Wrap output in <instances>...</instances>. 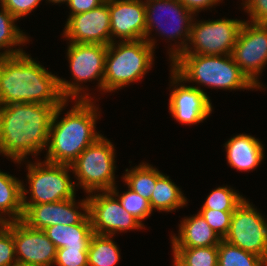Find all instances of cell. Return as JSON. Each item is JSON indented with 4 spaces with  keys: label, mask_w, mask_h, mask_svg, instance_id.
<instances>
[{
    "label": "cell",
    "mask_w": 267,
    "mask_h": 266,
    "mask_svg": "<svg viewBox=\"0 0 267 266\" xmlns=\"http://www.w3.org/2000/svg\"><path fill=\"white\" fill-rule=\"evenodd\" d=\"M8 228L13 234L17 263L54 265L57 248L43 230L30 228L21 220L10 222Z\"/></svg>",
    "instance_id": "cell-17"
},
{
    "label": "cell",
    "mask_w": 267,
    "mask_h": 266,
    "mask_svg": "<svg viewBox=\"0 0 267 266\" xmlns=\"http://www.w3.org/2000/svg\"><path fill=\"white\" fill-rule=\"evenodd\" d=\"M117 185L111 190L120 200L122 208L136 219H138L143 225V220L149 218L152 215V209L150 207L149 200L143 198L137 193L133 192L127 187V191L119 193Z\"/></svg>",
    "instance_id": "cell-30"
},
{
    "label": "cell",
    "mask_w": 267,
    "mask_h": 266,
    "mask_svg": "<svg viewBox=\"0 0 267 266\" xmlns=\"http://www.w3.org/2000/svg\"><path fill=\"white\" fill-rule=\"evenodd\" d=\"M154 51L145 39L110 43L105 58L103 94L141 81L153 67Z\"/></svg>",
    "instance_id": "cell-5"
},
{
    "label": "cell",
    "mask_w": 267,
    "mask_h": 266,
    "mask_svg": "<svg viewBox=\"0 0 267 266\" xmlns=\"http://www.w3.org/2000/svg\"><path fill=\"white\" fill-rule=\"evenodd\" d=\"M67 60L72 82L59 77V87L66 100H93L83 82H97V88L103 93L105 58L107 46L91 43H68ZM85 89V90H84Z\"/></svg>",
    "instance_id": "cell-7"
},
{
    "label": "cell",
    "mask_w": 267,
    "mask_h": 266,
    "mask_svg": "<svg viewBox=\"0 0 267 266\" xmlns=\"http://www.w3.org/2000/svg\"><path fill=\"white\" fill-rule=\"evenodd\" d=\"M170 66L185 83L230 91L260 89L239 68L232 55L180 54Z\"/></svg>",
    "instance_id": "cell-4"
},
{
    "label": "cell",
    "mask_w": 267,
    "mask_h": 266,
    "mask_svg": "<svg viewBox=\"0 0 267 266\" xmlns=\"http://www.w3.org/2000/svg\"><path fill=\"white\" fill-rule=\"evenodd\" d=\"M200 215L205 219L213 231L221 238L228 234L231 218L234 211H216L212 209H199Z\"/></svg>",
    "instance_id": "cell-31"
},
{
    "label": "cell",
    "mask_w": 267,
    "mask_h": 266,
    "mask_svg": "<svg viewBox=\"0 0 267 266\" xmlns=\"http://www.w3.org/2000/svg\"><path fill=\"white\" fill-rule=\"evenodd\" d=\"M62 36L72 43L108 46L111 43L108 0L90 11L69 15Z\"/></svg>",
    "instance_id": "cell-16"
},
{
    "label": "cell",
    "mask_w": 267,
    "mask_h": 266,
    "mask_svg": "<svg viewBox=\"0 0 267 266\" xmlns=\"http://www.w3.org/2000/svg\"><path fill=\"white\" fill-rule=\"evenodd\" d=\"M49 3H53V4H66L69 2V0H46Z\"/></svg>",
    "instance_id": "cell-39"
},
{
    "label": "cell",
    "mask_w": 267,
    "mask_h": 266,
    "mask_svg": "<svg viewBox=\"0 0 267 266\" xmlns=\"http://www.w3.org/2000/svg\"><path fill=\"white\" fill-rule=\"evenodd\" d=\"M114 236L93 234L88 247V266H115L120 261V248Z\"/></svg>",
    "instance_id": "cell-26"
},
{
    "label": "cell",
    "mask_w": 267,
    "mask_h": 266,
    "mask_svg": "<svg viewBox=\"0 0 267 266\" xmlns=\"http://www.w3.org/2000/svg\"><path fill=\"white\" fill-rule=\"evenodd\" d=\"M242 8L250 17L247 21L267 24V0H242Z\"/></svg>",
    "instance_id": "cell-35"
},
{
    "label": "cell",
    "mask_w": 267,
    "mask_h": 266,
    "mask_svg": "<svg viewBox=\"0 0 267 266\" xmlns=\"http://www.w3.org/2000/svg\"><path fill=\"white\" fill-rule=\"evenodd\" d=\"M180 3L195 16L202 10L206 11L220 4L223 0H179Z\"/></svg>",
    "instance_id": "cell-37"
},
{
    "label": "cell",
    "mask_w": 267,
    "mask_h": 266,
    "mask_svg": "<svg viewBox=\"0 0 267 266\" xmlns=\"http://www.w3.org/2000/svg\"><path fill=\"white\" fill-rule=\"evenodd\" d=\"M59 105L11 103L0 106V154L23 164L46 150L50 124Z\"/></svg>",
    "instance_id": "cell-1"
},
{
    "label": "cell",
    "mask_w": 267,
    "mask_h": 266,
    "mask_svg": "<svg viewBox=\"0 0 267 266\" xmlns=\"http://www.w3.org/2000/svg\"><path fill=\"white\" fill-rule=\"evenodd\" d=\"M146 36L145 40L156 49V39L150 37L155 30L156 34L167 42L175 41L169 54L170 63L186 49L195 15L186 9L179 0H145ZM166 19H165V18ZM153 30V31H152ZM158 31V33H157ZM177 41V42H176Z\"/></svg>",
    "instance_id": "cell-6"
},
{
    "label": "cell",
    "mask_w": 267,
    "mask_h": 266,
    "mask_svg": "<svg viewBox=\"0 0 267 266\" xmlns=\"http://www.w3.org/2000/svg\"><path fill=\"white\" fill-rule=\"evenodd\" d=\"M87 199L94 234L115 237L118 232L145 228V225L122 208L120 200L112 191L92 192L87 195Z\"/></svg>",
    "instance_id": "cell-12"
},
{
    "label": "cell",
    "mask_w": 267,
    "mask_h": 266,
    "mask_svg": "<svg viewBox=\"0 0 267 266\" xmlns=\"http://www.w3.org/2000/svg\"><path fill=\"white\" fill-rule=\"evenodd\" d=\"M172 265H173V266H180L174 259H173V261H172Z\"/></svg>",
    "instance_id": "cell-41"
},
{
    "label": "cell",
    "mask_w": 267,
    "mask_h": 266,
    "mask_svg": "<svg viewBox=\"0 0 267 266\" xmlns=\"http://www.w3.org/2000/svg\"><path fill=\"white\" fill-rule=\"evenodd\" d=\"M43 231L57 249L88 248L94 234L89 215L80 224L54 225Z\"/></svg>",
    "instance_id": "cell-21"
},
{
    "label": "cell",
    "mask_w": 267,
    "mask_h": 266,
    "mask_svg": "<svg viewBox=\"0 0 267 266\" xmlns=\"http://www.w3.org/2000/svg\"><path fill=\"white\" fill-rule=\"evenodd\" d=\"M111 43L146 36L145 0H108Z\"/></svg>",
    "instance_id": "cell-18"
},
{
    "label": "cell",
    "mask_w": 267,
    "mask_h": 266,
    "mask_svg": "<svg viewBox=\"0 0 267 266\" xmlns=\"http://www.w3.org/2000/svg\"><path fill=\"white\" fill-rule=\"evenodd\" d=\"M227 243L253 253L267 262V218L248 199L233 212Z\"/></svg>",
    "instance_id": "cell-11"
},
{
    "label": "cell",
    "mask_w": 267,
    "mask_h": 266,
    "mask_svg": "<svg viewBox=\"0 0 267 266\" xmlns=\"http://www.w3.org/2000/svg\"><path fill=\"white\" fill-rule=\"evenodd\" d=\"M36 160L25 163L28 171L26 184L29 185L25 186L22 182L23 205L46 204L76 197L75 181L69 173L72 172L70 165ZM29 193L30 197L27 196Z\"/></svg>",
    "instance_id": "cell-8"
},
{
    "label": "cell",
    "mask_w": 267,
    "mask_h": 266,
    "mask_svg": "<svg viewBox=\"0 0 267 266\" xmlns=\"http://www.w3.org/2000/svg\"><path fill=\"white\" fill-rule=\"evenodd\" d=\"M15 266H36V265H29V264H19V263H17Z\"/></svg>",
    "instance_id": "cell-40"
},
{
    "label": "cell",
    "mask_w": 267,
    "mask_h": 266,
    "mask_svg": "<svg viewBox=\"0 0 267 266\" xmlns=\"http://www.w3.org/2000/svg\"><path fill=\"white\" fill-rule=\"evenodd\" d=\"M224 147L227 163L237 171H253L264 161V145L252 135H234L225 142Z\"/></svg>",
    "instance_id": "cell-19"
},
{
    "label": "cell",
    "mask_w": 267,
    "mask_h": 266,
    "mask_svg": "<svg viewBox=\"0 0 267 266\" xmlns=\"http://www.w3.org/2000/svg\"><path fill=\"white\" fill-rule=\"evenodd\" d=\"M65 101L59 76L49 72L26 51L0 56V106L21 102L61 105Z\"/></svg>",
    "instance_id": "cell-2"
},
{
    "label": "cell",
    "mask_w": 267,
    "mask_h": 266,
    "mask_svg": "<svg viewBox=\"0 0 267 266\" xmlns=\"http://www.w3.org/2000/svg\"><path fill=\"white\" fill-rule=\"evenodd\" d=\"M245 197L235 190L234 187L219 186L213 189L206 197L201 209H212L216 211H235L244 201Z\"/></svg>",
    "instance_id": "cell-29"
},
{
    "label": "cell",
    "mask_w": 267,
    "mask_h": 266,
    "mask_svg": "<svg viewBox=\"0 0 267 266\" xmlns=\"http://www.w3.org/2000/svg\"><path fill=\"white\" fill-rule=\"evenodd\" d=\"M54 266H88V248H59Z\"/></svg>",
    "instance_id": "cell-32"
},
{
    "label": "cell",
    "mask_w": 267,
    "mask_h": 266,
    "mask_svg": "<svg viewBox=\"0 0 267 266\" xmlns=\"http://www.w3.org/2000/svg\"><path fill=\"white\" fill-rule=\"evenodd\" d=\"M218 266H267V262L222 239L218 245Z\"/></svg>",
    "instance_id": "cell-28"
},
{
    "label": "cell",
    "mask_w": 267,
    "mask_h": 266,
    "mask_svg": "<svg viewBox=\"0 0 267 266\" xmlns=\"http://www.w3.org/2000/svg\"><path fill=\"white\" fill-rule=\"evenodd\" d=\"M10 220L6 218L3 214L0 213V234H2L5 230L8 229L10 224Z\"/></svg>",
    "instance_id": "cell-38"
},
{
    "label": "cell",
    "mask_w": 267,
    "mask_h": 266,
    "mask_svg": "<svg viewBox=\"0 0 267 266\" xmlns=\"http://www.w3.org/2000/svg\"><path fill=\"white\" fill-rule=\"evenodd\" d=\"M169 176L157 169V181L149 203L152 211L171 212L187 207V197Z\"/></svg>",
    "instance_id": "cell-22"
},
{
    "label": "cell",
    "mask_w": 267,
    "mask_h": 266,
    "mask_svg": "<svg viewBox=\"0 0 267 266\" xmlns=\"http://www.w3.org/2000/svg\"><path fill=\"white\" fill-rule=\"evenodd\" d=\"M70 100L55 108L52 116L45 160L70 165L80 153L93 144L102 133L96 130L100 119L95 100H74L63 118H59ZM98 106V107H97Z\"/></svg>",
    "instance_id": "cell-3"
},
{
    "label": "cell",
    "mask_w": 267,
    "mask_h": 266,
    "mask_svg": "<svg viewBox=\"0 0 267 266\" xmlns=\"http://www.w3.org/2000/svg\"><path fill=\"white\" fill-rule=\"evenodd\" d=\"M116 149L108 138L100 136L70 164L75 186L89 194L111 191L116 186Z\"/></svg>",
    "instance_id": "cell-9"
},
{
    "label": "cell",
    "mask_w": 267,
    "mask_h": 266,
    "mask_svg": "<svg viewBox=\"0 0 267 266\" xmlns=\"http://www.w3.org/2000/svg\"><path fill=\"white\" fill-rule=\"evenodd\" d=\"M17 19L0 3V56L17 55L25 50L20 48L29 42V37L17 24ZM18 46V48H17Z\"/></svg>",
    "instance_id": "cell-24"
},
{
    "label": "cell",
    "mask_w": 267,
    "mask_h": 266,
    "mask_svg": "<svg viewBox=\"0 0 267 266\" xmlns=\"http://www.w3.org/2000/svg\"><path fill=\"white\" fill-rule=\"evenodd\" d=\"M16 264L13 234L8 228L0 234V266H15Z\"/></svg>",
    "instance_id": "cell-33"
},
{
    "label": "cell",
    "mask_w": 267,
    "mask_h": 266,
    "mask_svg": "<svg viewBox=\"0 0 267 266\" xmlns=\"http://www.w3.org/2000/svg\"><path fill=\"white\" fill-rule=\"evenodd\" d=\"M172 254L180 266H218V246L172 248Z\"/></svg>",
    "instance_id": "cell-27"
},
{
    "label": "cell",
    "mask_w": 267,
    "mask_h": 266,
    "mask_svg": "<svg viewBox=\"0 0 267 266\" xmlns=\"http://www.w3.org/2000/svg\"><path fill=\"white\" fill-rule=\"evenodd\" d=\"M104 2L105 0H69L67 7L70 9L69 15H75L97 8Z\"/></svg>",
    "instance_id": "cell-36"
},
{
    "label": "cell",
    "mask_w": 267,
    "mask_h": 266,
    "mask_svg": "<svg viewBox=\"0 0 267 266\" xmlns=\"http://www.w3.org/2000/svg\"><path fill=\"white\" fill-rule=\"evenodd\" d=\"M170 76L169 114L182 125H195L206 120L213 106L204 89L198 85H186L171 68Z\"/></svg>",
    "instance_id": "cell-14"
},
{
    "label": "cell",
    "mask_w": 267,
    "mask_h": 266,
    "mask_svg": "<svg viewBox=\"0 0 267 266\" xmlns=\"http://www.w3.org/2000/svg\"><path fill=\"white\" fill-rule=\"evenodd\" d=\"M178 227V236L173 233L170 237L172 248L218 246L222 240L199 212L184 217Z\"/></svg>",
    "instance_id": "cell-20"
},
{
    "label": "cell",
    "mask_w": 267,
    "mask_h": 266,
    "mask_svg": "<svg viewBox=\"0 0 267 266\" xmlns=\"http://www.w3.org/2000/svg\"><path fill=\"white\" fill-rule=\"evenodd\" d=\"M75 198L46 204L23 205L21 221L36 230H44L54 225L80 224L88 216V199L86 196L76 202Z\"/></svg>",
    "instance_id": "cell-15"
},
{
    "label": "cell",
    "mask_w": 267,
    "mask_h": 266,
    "mask_svg": "<svg viewBox=\"0 0 267 266\" xmlns=\"http://www.w3.org/2000/svg\"><path fill=\"white\" fill-rule=\"evenodd\" d=\"M244 21L245 19L197 20L194 18L188 45L181 54L232 55Z\"/></svg>",
    "instance_id": "cell-10"
},
{
    "label": "cell",
    "mask_w": 267,
    "mask_h": 266,
    "mask_svg": "<svg viewBox=\"0 0 267 266\" xmlns=\"http://www.w3.org/2000/svg\"><path fill=\"white\" fill-rule=\"evenodd\" d=\"M232 57L247 77L260 90H265L259 75L267 65V24L244 21Z\"/></svg>",
    "instance_id": "cell-13"
},
{
    "label": "cell",
    "mask_w": 267,
    "mask_h": 266,
    "mask_svg": "<svg viewBox=\"0 0 267 266\" xmlns=\"http://www.w3.org/2000/svg\"><path fill=\"white\" fill-rule=\"evenodd\" d=\"M122 181L129 189L150 200L157 181V168L146 162L125 170Z\"/></svg>",
    "instance_id": "cell-25"
},
{
    "label": "cell",
    "mask_w": 267,
    "mask_h": 266,
    "mask_svg": "<svg viewBox=\"0 0 267 266\" xmlns=\"http://www.w3.org/2000/svg\"><path fill=\"white\" fill-rule=\"evenodd\" d=\"M22 182L0 170V213L11 222L21 220L23 216Z\"/></svg>",
    "instance_id": "cell-23"
},
{
    "label": "cell",
    "mask_w": 267,
    "mask_h": 266,
    "mask_svg": "<svg viewBox=\"0 0 267 266\" xmlns=\"http://www.w3.org/2000/svg\"><path fill=\"white\" fill-rule=\"evenodd\" d=\"M44 0H0L3 7L10 12L17 20L25 17L39 6Z\"/></svg>",
    "instance_id": "cell-34"
}]
</instances>
